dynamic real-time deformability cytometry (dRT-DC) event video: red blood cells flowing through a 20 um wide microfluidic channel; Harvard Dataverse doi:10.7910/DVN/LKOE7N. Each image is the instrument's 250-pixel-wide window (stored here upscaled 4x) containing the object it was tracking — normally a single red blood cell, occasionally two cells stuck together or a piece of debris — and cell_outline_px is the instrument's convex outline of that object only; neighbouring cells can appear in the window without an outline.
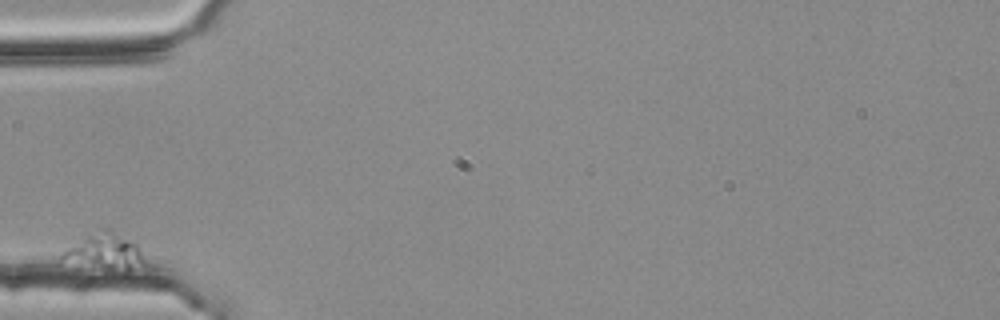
{"species": "common noctule bat (a hibernating species)", "species_latin": "Nyctalus noctula", "temperature_condition": "room temperature", "stored_images_in_passage": 2, "camera_frame_rate_fps": 3000, "um_per_image_px": 0.085, "animal": {"sex": "female", "body_mass_g": 25.1}, "frame": {"image": 1, "passage_image": 1, "time_ms": 0.0, "image_size_px": [1000, 320], "cell_outline_px": [[148, 260], [128, 272], [124, 272], [60, 260], [60, 256], [68, 248], [88, 236], [104, 228], [112, 228], [136, 240]], "centroid_in_image_um": [9.07, 21.37], "position_along_channel_um": 75.9, "area_um2": 17.51}}